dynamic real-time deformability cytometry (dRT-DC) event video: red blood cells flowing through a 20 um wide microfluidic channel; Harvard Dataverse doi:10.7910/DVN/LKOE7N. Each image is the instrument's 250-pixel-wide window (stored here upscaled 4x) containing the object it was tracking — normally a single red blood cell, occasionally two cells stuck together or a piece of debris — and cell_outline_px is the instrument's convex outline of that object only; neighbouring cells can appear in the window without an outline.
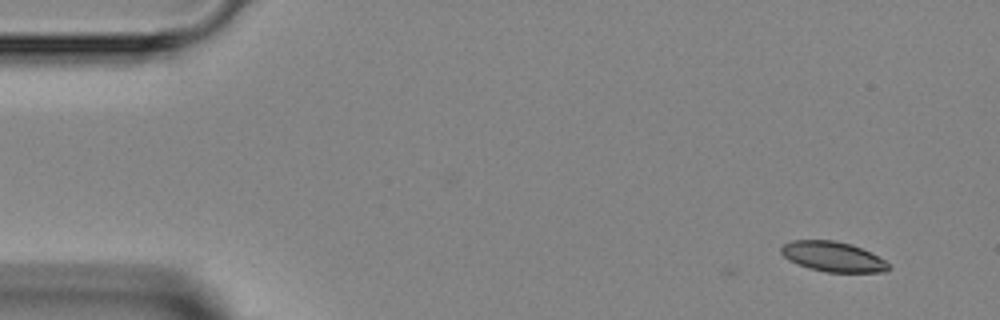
{"species": "Egyptian fruit bat (a non-hibernating species)", "species_latin": "Rousettus aegyptiacus", "temperature_condition": "room temperature", "stored_images_in_passage": 3, "camera_frame_rate_fps": 3000, "um_per_image_px": 0.085, "animal": {"sex": "female"}, "frame": {"image": 1, "passage_image": 1, "time_ms": 0.0, "image_size_px": [1000, 320], "cell_outline_px": [[892, 268], [884, 272], [828, 272], [808, 268], [788, 260], [780, 252], [780, 248], [784, 244], [792, 240], [836, 240], [852, 244], [884, 260]], "centroid_in_image_um": [70.77, 21.81], "position_along_channel_um": 14.2, "area_um2": 18.73}}